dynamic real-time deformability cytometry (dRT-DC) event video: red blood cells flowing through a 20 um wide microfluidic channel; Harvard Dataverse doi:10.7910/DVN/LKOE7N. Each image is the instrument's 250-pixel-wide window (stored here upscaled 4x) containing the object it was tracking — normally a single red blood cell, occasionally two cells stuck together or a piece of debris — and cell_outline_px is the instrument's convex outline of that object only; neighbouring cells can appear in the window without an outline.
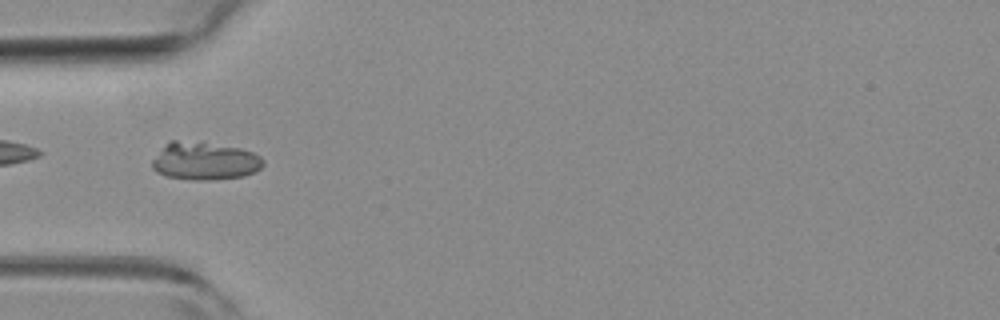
{"species": "common noctule bat (a hibernating species)", "species_latin": "Nyctalus noctula", "temperature_condition": "room temperature", "stored_images_in_passage": 7, "camera_frame_rate_fps": 3000, "um_per_image_px": 0.085, "animal": {"sex": "female", "body_mass_g": 19.3, "forearm_length_mm": 54.1}, "frame": {"image": 1, "passage_image": 4, "time_ms": 1.0, "image_size_px": [1000, 320], "cell_outline_px": [[264, 164], [256, 172], [244, 176], [212, 180], [192, 180], [164, 176], [156, 172], [152, 168], [152, 160], [168, 140], [176, 140], [240, 148], [252, 152], [260, 156], [264, 160]], "centroid_in_image_um": [17.38, 13.71], "position_along_channel_um": 67.6, "area_um2": 24.45}}
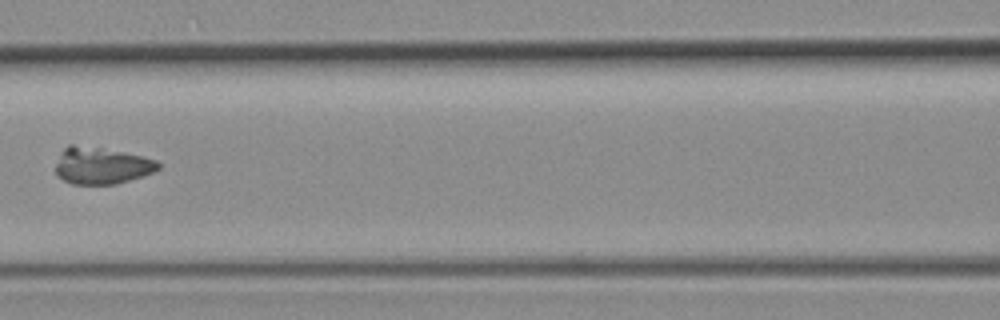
{"frame": {"image": 2, "passage_image": 6, "time_ms": 1.667, "image_size_px": [1000, 320], "cell_outline_px": [[160, 168], [144, 176], [116, 184], [72, 184], [56, 176], [56, 164], [60, 152], [68, 144], [72, 144], [100, 148], [124, 152], [156, 160], [160, 164]], "centroid_in_image_um": [8.6, 14.08], "position_along_channel_um": 158.0, "area_um2": 22.02}}
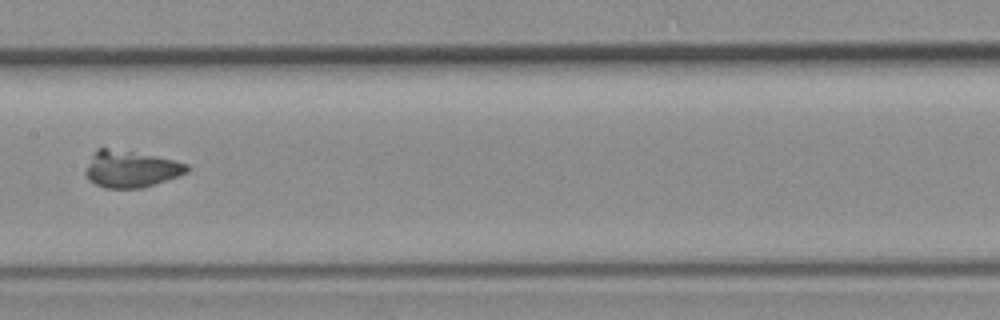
{"frame": {"image": 3, "passage_image": 7, "time_ms": 2.0, "image_size_px": [1000, 320], "cell_outline_px": [[192, 168], [188, 172], [180, 176], [144, 188], [104, 188], [88, 180], [84, 172], [84, 168], [96, 148], [108, 148], [156, 156], [188, 164]], "centroid_in_image_um": [11.12, 14.38], "position_along_channel_um": 196.3, "area_um2": 21.96}}